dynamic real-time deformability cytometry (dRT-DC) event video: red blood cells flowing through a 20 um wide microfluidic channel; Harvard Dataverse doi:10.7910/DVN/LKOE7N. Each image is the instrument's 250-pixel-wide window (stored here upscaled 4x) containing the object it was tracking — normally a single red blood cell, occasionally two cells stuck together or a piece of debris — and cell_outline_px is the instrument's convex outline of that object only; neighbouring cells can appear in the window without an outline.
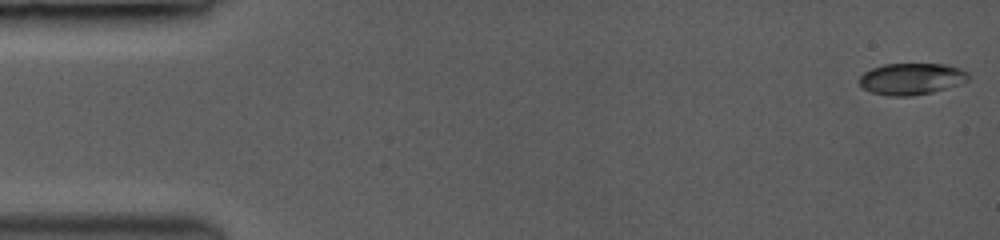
{"species": "common noctule bat (a hibernating species)", "species_latin": "Nyctalus noctula", "temperature_condition": "room temperature", "stored_images_in_passage": 56, "camera_frame_rate_fps": 3500, "um_per_image_px": 0.085, "animal": {"sex": "female", "body_mass_g": 19.0, "forearm_length_mm": 53.3}, "frame": {"image": 1, "passage_image": 1, "time_ms": 0.0, "image_size_px": [1000, 240], "cell_outline_px": [[972, 76], [968, 80], [960, 84], [932, 92], [912, 96], [888, 96], [872, 92], [864, 88], [860, 84], [860, 76], [864, 72], [872, 68], [884, 64], [944, 64], [960, 68], [968, 72]], "centroid_in_image_um": [77.51, 6.7], "position_along_channel_um": 7.5, "area_um2": 20.11}}
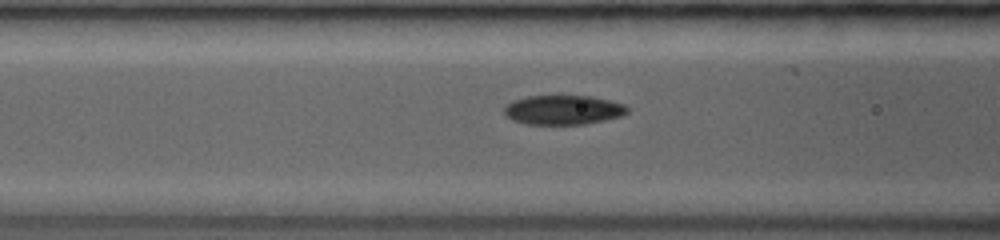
{"frame": {"image": 2, "passage_image": 23, "time_ms": 6.286, "image_size_px": [1000, 240], "cell_outline_px": [[628, 112], [620, 116], [604, 120], [584, 124], [528, 124], [512, 120], [504, 112], [504, 108], [508, 104], [516, 100], [528, 96], [588, 96], [608, 100], [624, 104], [628, 108]], "centroid_in_image_um": [47.88, 9.34], "position_along_channel_um": 118.7, "area_um2": 20.75}}
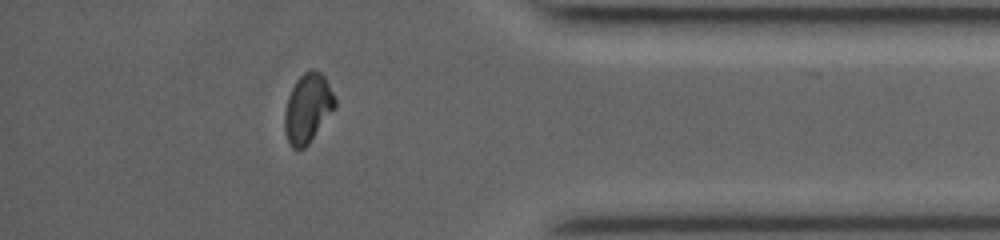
{"frame": {"image": 3, "passage_image": 49, "time_ms": 13.714, "image_size_px": [1000, 240], "cell_outline_px": [[336, 108], [308, 144], [304, 148], [292, 148], [288, 140], [284, 128], [284, 112], [288, 96], [296, 80], [304, 72], [312, 68], [320, 72], [324, 76], [336, 100]], "centroid_in_image_um": [26.16, 9.18], "position_along_channel_um": 409.0, "area_um2": 20.23}, "authors_computed_cell_mechanics": {"area_um2": 20.6346, "velocity_mm_per_s": 4.0895, "shape_relaxation_time_tau1_ms": 4.7371, "shape_relaxation_time_tau2_ms": 1.7229, "deformation_change_tau1": 0.1421, "deformation_change_tau2": 0.0434}}